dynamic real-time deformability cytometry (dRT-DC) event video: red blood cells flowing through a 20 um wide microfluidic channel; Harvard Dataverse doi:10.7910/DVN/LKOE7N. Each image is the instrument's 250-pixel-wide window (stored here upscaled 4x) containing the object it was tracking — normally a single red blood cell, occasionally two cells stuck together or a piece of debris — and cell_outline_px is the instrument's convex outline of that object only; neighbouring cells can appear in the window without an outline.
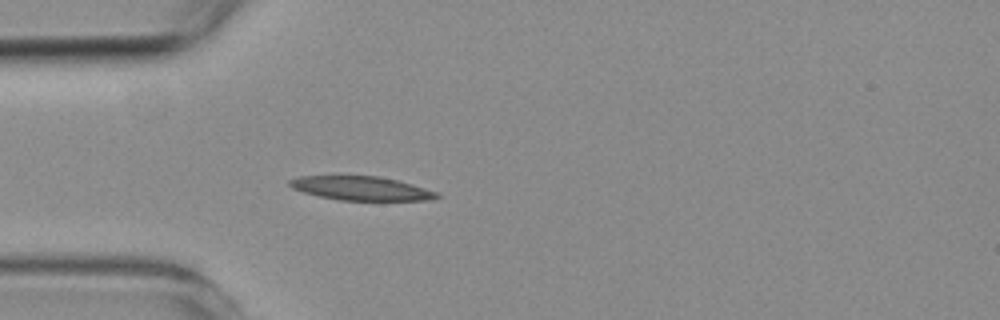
{"species": "common noctule bat (a hibernating species)", "species_latin": "Nyctalus noctula", "temperature_condition": "room temperature", "stored_images_in_passage": 4, "camera_frame_rate_fps": 3000, "um_per_image_px": 0.085, "animal": {"sex": "female", "body_mass_g": 19.3, "forearm_length_mm": 54.1}, "frame": {"image": 1, "passage_image": 4, "time_ms": 3.333, "image_size_px": [1000, 320], "cell_outline_px": [[440, 196], [432, 200], [340, 200], [320, 196], [304, 192], [292, 188], [288, 184], [288, 180], [300, 176], [376, 176], [396, 180], [440, 192]], "centroid_in_image_um": [30.71, 16.01], "position_along_channel_um": 54.3, "area_um2": 20.35}}